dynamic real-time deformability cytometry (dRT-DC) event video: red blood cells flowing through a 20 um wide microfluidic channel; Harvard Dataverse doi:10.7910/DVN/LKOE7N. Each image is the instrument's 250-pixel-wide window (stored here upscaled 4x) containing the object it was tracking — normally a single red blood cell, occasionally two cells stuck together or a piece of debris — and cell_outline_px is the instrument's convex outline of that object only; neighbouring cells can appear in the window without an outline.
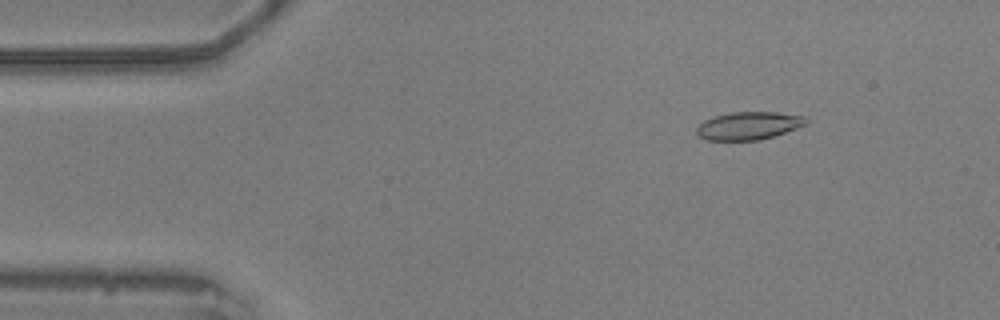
{"species": "common noctule bat (a hibernating species)", "species_latin": "Nyctalus noctula", "temperature_condition": "warm", "stored_images_in_passage": 56, "camera_frame_rate_fps": 3000, "um_per_image_px": 0.085, "animal": {"sex": "male", "body_mass_g": 20.5, "forearm_length_mm": 52.5}, "frame": {"image": 1, "passage_image": 7, "time_ms": 2.0, "image_size_px": [1000, 320], "cell_outline_px": [[808, 124], [760, 140], [708, 140], [700, 136], [696, 132], [696, 128], [704, 120], [716, 116], [732, 112], [776, 112], [804, 116], [808, 120]], "centroid_in_image_um": [63.64, 10.68], "position_along_channel_um": 21.4, "area_um2": 17.57}}
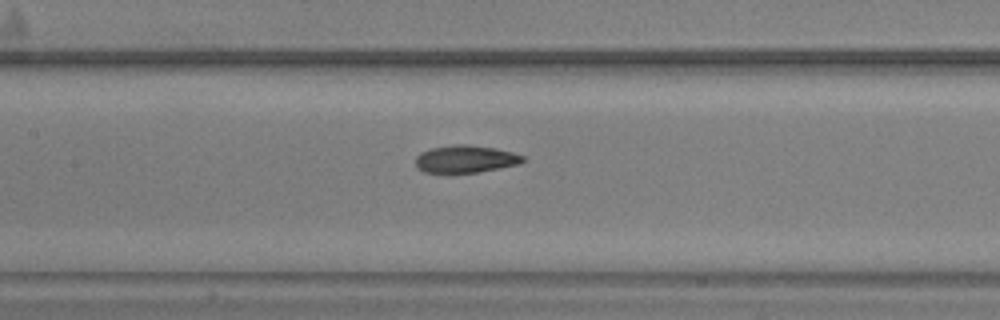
{"frame": {"image": 2, "passage_image": 25, "time_ms": 8.0, "image_size_px": [1000, 320], "cell_outline_px": [[524, 160], [520, 164], [476, 172], [424, 172], [416, 168], [416, 156], [420, 152], [432, 148], [452, 144], [468, 144], [496, 148], [512, 152], [524, 156]], "centroid_in_image_um": [39.55, 13.5], "position_along_channel_um": 167.8, "area_um2": 17.11}}
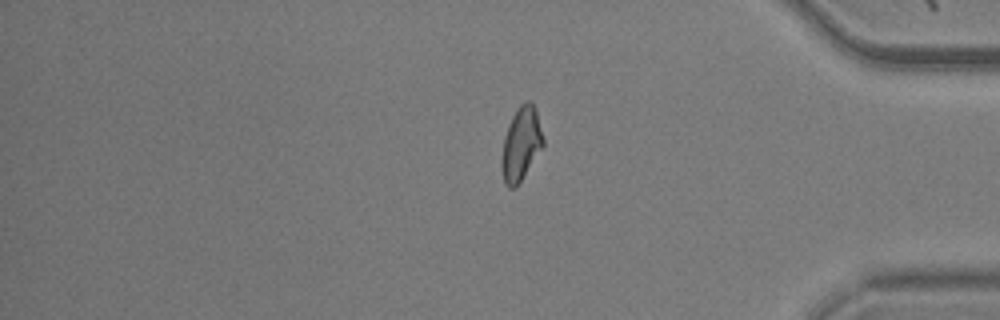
{"frame": {"image": 3, "passage_image": 46, "time_ms": 15.0, "image_size_px": [1000, 320], "cell_outline_px": [[544, 144], [516, 188], [508, 188], [504, 180], [500, 168], [500, 160], [504, 136], [508, 124], [516, 108], [524, 100], [532, 100], [536, 112], [544, 140]], "centroid_in_image_um": [44.26, 12.22], "position_along_channel_um": 390.9, "area_um2": 17.92}, "authors_computed_cell_mechanics": {"area_um2": 17.7446, "velocity_mm_per_s": 3.575, "shape_relaxation_time_tau1_ms": 4.6795, "shape_relaxation_time_tau2_ms": 2.9939, "deformation_change_tau1": 0.1588, "deformation_change_tau2": 0.0885}}